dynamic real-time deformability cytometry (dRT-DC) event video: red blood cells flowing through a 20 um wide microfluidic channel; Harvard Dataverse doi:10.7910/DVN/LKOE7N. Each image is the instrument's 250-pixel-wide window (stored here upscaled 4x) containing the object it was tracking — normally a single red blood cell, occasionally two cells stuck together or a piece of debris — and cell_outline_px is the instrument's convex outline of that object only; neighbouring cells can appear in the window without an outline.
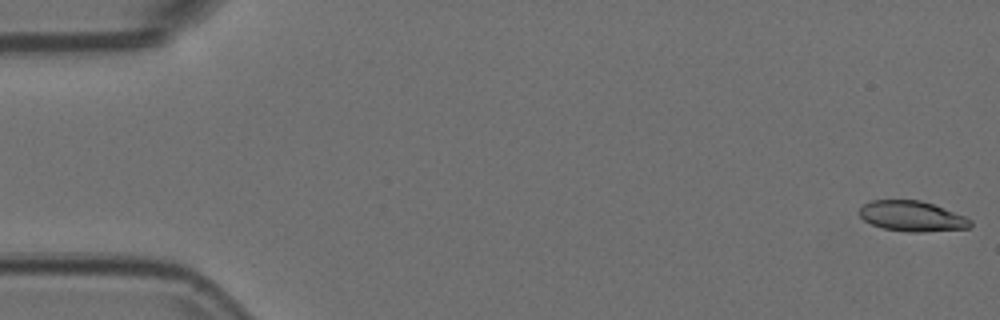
{"species": "Egyptian fruit bat (a non-hibernating species)", "species_latin": "Rousettus aegyptiacus", "temperature_condition": "room temperature", "stored_images_in_passage": 55, "camera_frame_rate_fps": 3000, "um_per_image_px": 0.085, "animal": {"sex": "female"}, "frame": {"image": 1, "passage_image": 1, "time_ms": 0.0, "image_size_px": [1000, 320], "cell_outline_px": [[972, 224], [968, 228], [920, 232], [908, 232], [884, 228], [872, 224], [864, 220], [860, 216], [860, 208], [864, 204], [872, 200], [920, 200], [932, 204], [964, 216], [972, 220]], "centroid_in_image_um": [77.51, 18.38], "position_along_channel_um": 7.5, "area_um2": 19.36}}
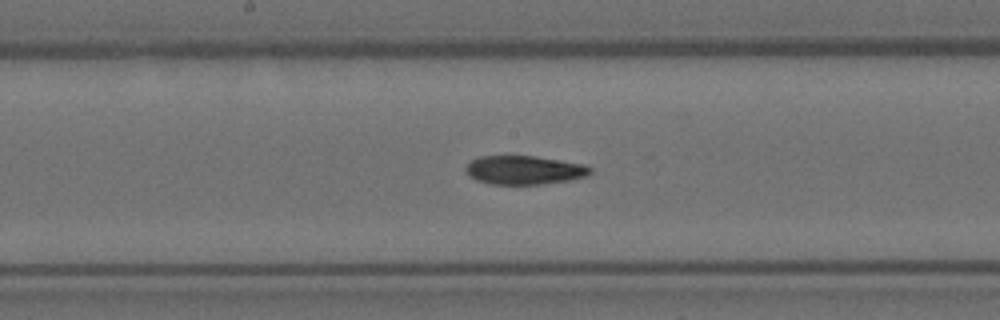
{"frame": {"image": 2, "passage_image": 28, "time_ms": 9.0, "image_size_px": [1000, 320], "cell_outline_px": [[592, 172], [588, 176], [568, 180], [544, 184], [492, 184], [476, 180], [468, 176], [464, 168], [472, 160], [480, 156], [536, 156], [584, 164], [592, 168]], "centroid_in_image_um": [44.57, 14.45], "position_along_channel_um": 203.6, "area_um2": 20.92}}
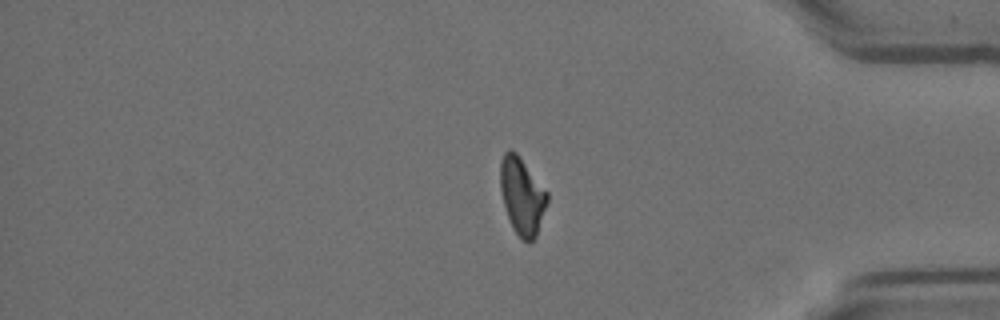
{"frame": {"image": 3, "passage_image": 45, "time_ms": 14.667, "image_size_px": [1000, 320], "cell_outline_px": [[548, 200], [536, 236], [528, 244], [512, 228], [504, 208], [500, 188], [500, 160], [504, 152], [508, 148], [516, 152], [548, 192]], "centroid_in_image_um": [44.35, 16.64], "position_along_channel_um": 390.8, "area_um2": 21.1}, "authors_computed_cell_mechanics": {"area_um2": 21.4438, "velocity_mm_per_s": 3.7436, "shape_relaxation_time_tau1_ms": 11.1216, "shape_relaxation_time_tau2_ms": 7.886, "deformation_change_tau1": 0.2514, "deformation_change_tau2": 0.1596}}